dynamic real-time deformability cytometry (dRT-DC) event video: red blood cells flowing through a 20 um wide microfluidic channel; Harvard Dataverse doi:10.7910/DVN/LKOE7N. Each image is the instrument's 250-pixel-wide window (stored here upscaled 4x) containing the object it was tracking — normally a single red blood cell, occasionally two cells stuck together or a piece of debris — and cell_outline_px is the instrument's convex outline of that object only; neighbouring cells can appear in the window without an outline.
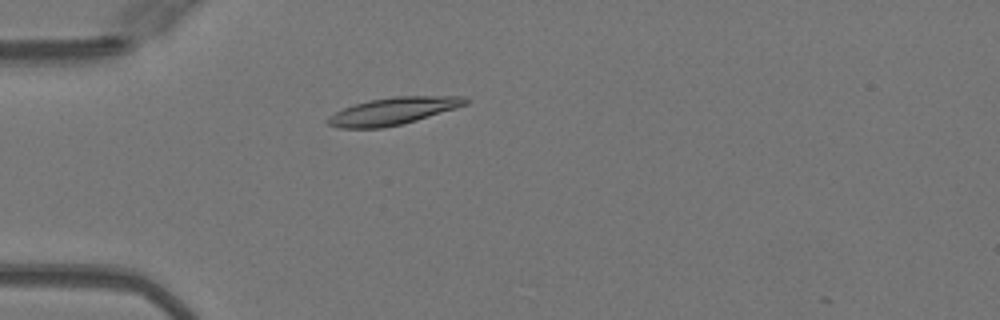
{"species": "Egyptian fruit bat (a non-hibernating species)", "species_latin": "Rousettus aegyptiacus", "temperature_condition": "warm", "stored_images_in_passage": 10, "camera_frame_rate_fps": 3000, "um_per_image_px": 0.085, "animal": {"sex": "female"}, "frame": {"image": 1, "passage_image": 8, "time_ms": 2.333, "image_size_px": [1000, 320], "cell_outline_px": [[468, 104], [456, 108], [416, 120], [400, 124], [380, 128], [340, 128], [328, 124], [324, 120], [328, 116], [344, 108], [356, 104], [372, 100], [396, 96], [464, 96], [468, 100]], "centroid_in_image_um": [33.41, 9.44], "position_along_channel_um": 51.6, "area_um2": 21.56}}